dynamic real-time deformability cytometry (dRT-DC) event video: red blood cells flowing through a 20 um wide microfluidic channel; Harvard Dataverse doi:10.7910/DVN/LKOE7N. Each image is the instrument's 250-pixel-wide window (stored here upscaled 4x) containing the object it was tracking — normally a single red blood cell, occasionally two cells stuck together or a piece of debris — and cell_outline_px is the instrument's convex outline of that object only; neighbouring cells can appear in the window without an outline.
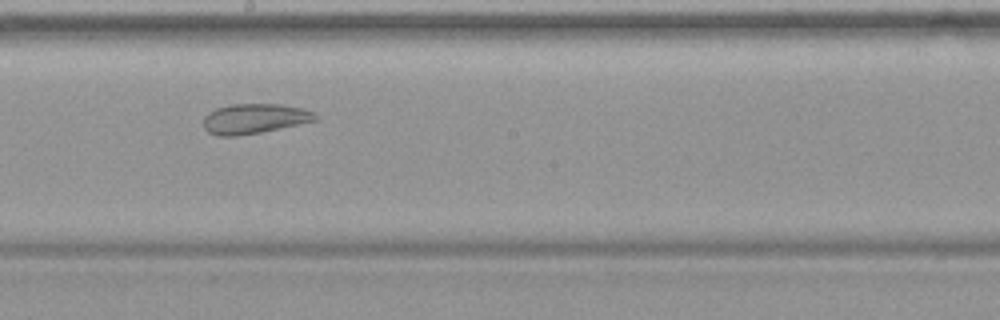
{"species": "common noctule bat (a hibernating species)", "species_latin": "Nyctalus noctula", "temperature_condition": "warm", "stored_images_in_passage": 45, "segment_of_instrument_passage": [2, 2], "camera_frame_rate_fps": 3000, "um_per_image_px": 0.085, "animal": {"sex": "female", "body_mass_g": 19.9}, "frame": {"image": 1, "passage_image": 23, "time_ms": 7.333, "image_size_px": [1000, 320], "cell_outline_px": [[320, 120], [260, 132], [236, 136], [216, 136], [208, 132], [204, 128], [204, 116], [208, 112], [216, 108], [232, 104], [284, 104], [300, 108], [312, 112], [320, 116]], "centroid_in_image_um": [21.63, 10.08], "position_along_channel_um": 226.6, "area_um2": 19.65}}
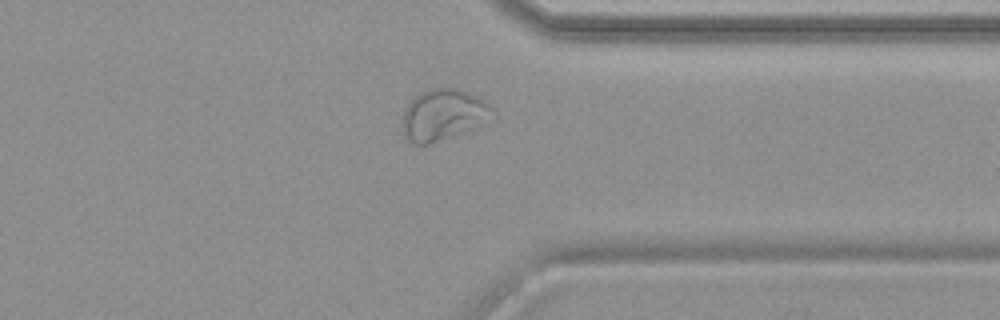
{"frame": {"image": 2, "passage_image": 34, "time_ms": 11.0, "image_size_px": [1000, 320], "cell_outline_px": [[496, 112], [476, 128], [428, 144], [416, 144], [400, 132], [404, 112], [408, 104], [420, 92], [432, 88], [452, 88], [468, 92], [484, 100]], "centroid_in_image_um": [37.66, 9.76], "position_along_channel_um": 373.7, "area_um2": 26.59}}
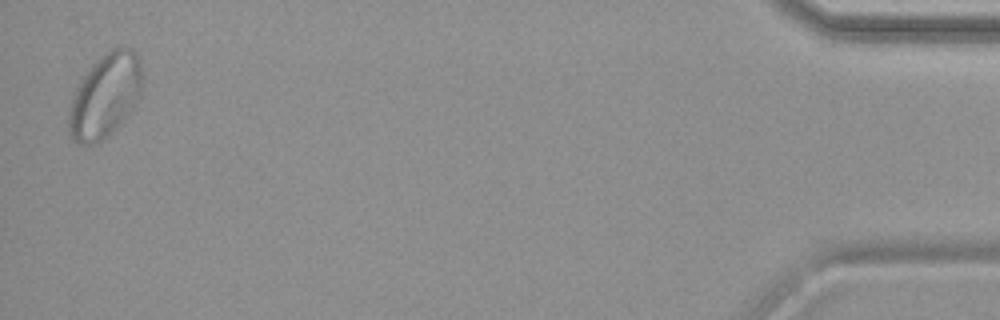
{"frame": {"image": 3, "passage_image": 44, "time_ms": 14.333, "image_size_px": [1000, 320], "cell_outline_px": [[140, 96], [128, 116], [104, 140], [96, 144], [80, 144], [72, 140], [68, 132], [68, 108], [76, 88], [88, 68], [100, 56], [112, 48], [132, 48], [136, 52], [140, 60]], "centroid_in_image_um": [8.9, 8.17], "position_along_channel_um": 426.3, "area_um2": 36.07}}